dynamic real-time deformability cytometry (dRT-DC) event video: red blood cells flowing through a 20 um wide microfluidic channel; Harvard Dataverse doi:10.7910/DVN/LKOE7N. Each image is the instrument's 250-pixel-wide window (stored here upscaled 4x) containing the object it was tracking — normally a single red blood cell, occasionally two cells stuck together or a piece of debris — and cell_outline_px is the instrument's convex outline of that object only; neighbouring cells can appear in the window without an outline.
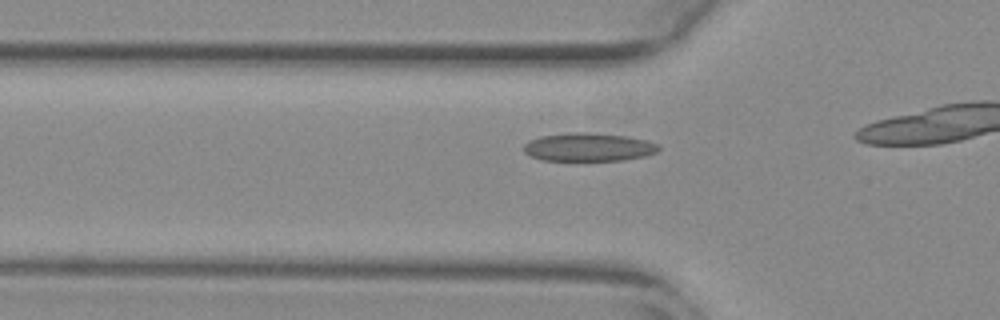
{"species": "common noctule bat (a hibernating species)", "species_latin": "Nyctalus noctula", "temperature_condition": "warm", "stored_images_in_passage": 7, "camera_frame_rate_fps": 3000, "um_per_image_px": 0.085, "animal": {"sex": "female", "body_mass_g": 29.2, "forearm_length_mm": 56.3}, "frame": {"image": 1, "passage_image": 2, "time_ms": 0.333, "image_size_px": [1000, 320], "cell_outline_px": [[660, 148], [656, 152], [644, 156], [624, 160], [540, 160], [524, 152], [524, 144], [528, 140], [540, 136], [572, 132], [588, 132], [624, 136], [648, 140], [656, 144]], "centroid_in_image_um": [50.0, 12.5], "position_along_channel_um": 75.8, "area_um2": 22.14}}
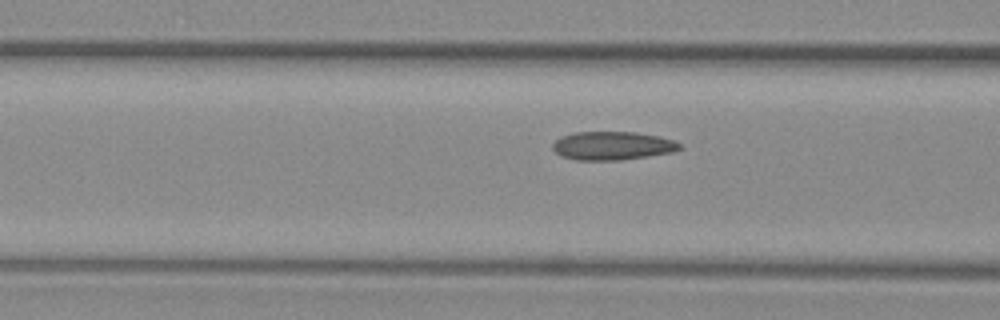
{"frame": {"image": 2, "passage_image": 5, "time_ms": 1.333, "image_size_px": [1000, 320], "cell_outline_px": [[684, 148], [672, 152], [648, 156], [620, 160], [576, 160], [564, 156], [556, 152], [552, 148], [552, 144], [560, 136], [576, 132], [636, 132], [660, 136], [672, 140], [680, 144]], "centroid_in_image_um": [52.07, 12.38], "position_along_channel_um": 114.5, "area_um2": 21.04}}